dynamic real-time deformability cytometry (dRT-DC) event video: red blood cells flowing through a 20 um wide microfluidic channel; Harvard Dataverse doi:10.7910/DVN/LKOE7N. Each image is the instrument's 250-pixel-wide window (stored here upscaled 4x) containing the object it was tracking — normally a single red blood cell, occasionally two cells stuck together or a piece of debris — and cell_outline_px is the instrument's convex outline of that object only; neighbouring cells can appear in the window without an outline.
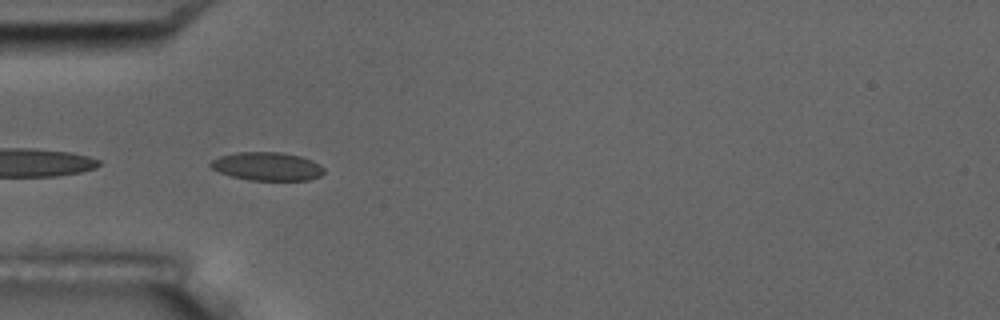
{"species": "common noctule bat (a hibernating species)", "species_latin": "Nyctalus noctula", "temperature_condition": "room temperature", "stored_images_in_passage": 5, "camera_frame_rate_fps": 3000, "um_per_image_px": 0.085, "animal": {"sex": "male", "body_mass_g": 17.5, "forearm_length_mm": 52.3}, "frame": {"image": 1, "passage_image": 5, "time_ms": 5.667, "image_size_px": [1000, 320], "cell_outline_px": [[324, 172], [320, 176], [308, 180], [248, 180], [232, 176], [220, 172], [212, 168], [208, 164], [212, 160], [220, 156], [236, 152], [280, 152], [300, 156], [312, 160], [320, 164], [324, 168]], "centroid_in_image_um": [22.72, 14.14], "position_along_channel_um": 62.3, "area_um2": 18.73}}